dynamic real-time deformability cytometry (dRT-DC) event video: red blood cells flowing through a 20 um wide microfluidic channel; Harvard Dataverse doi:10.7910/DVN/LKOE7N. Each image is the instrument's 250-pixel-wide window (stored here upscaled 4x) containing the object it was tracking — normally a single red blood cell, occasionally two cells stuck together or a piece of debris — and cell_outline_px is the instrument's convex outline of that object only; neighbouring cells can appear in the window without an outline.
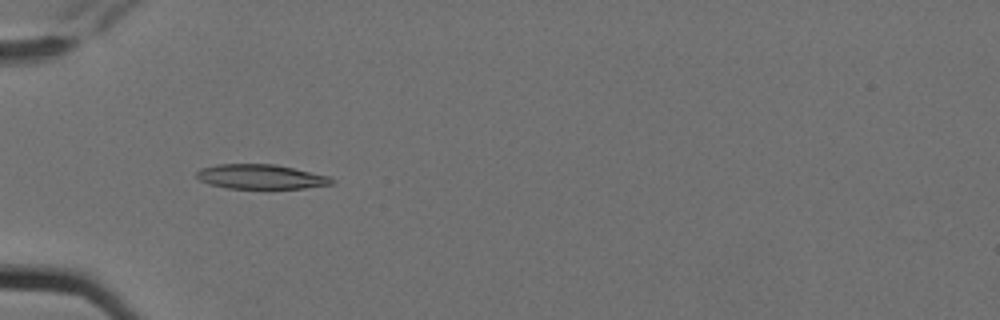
{"species": "Egyptian fruit bat (a non-hibernating species)", "species_latin": "Rousettus aegyptiacus", "temperature_condition": "cold", "stored_images_in_passage": 5, "camera_frame_rate_fps": 3000, "um_per_image_px": 0.085, "animal": {"sex": "female"}, "frame": {"image": 1, "passage_image": 4, "time_ms": 1.0, "image_size_px": [1000, 320], "cell_outline_px": [[336, 180], [332, 184], [304, 188], [228, 188], [208, 184], [200, 180], [196, 176], [196, 172], [200, 168], [216, 164], [276, 164], [332, 176]], "centroid_in_image_um": [22.2, 15.01], "position_along_channel_um": 62.8, "area_um2": 19.54}}